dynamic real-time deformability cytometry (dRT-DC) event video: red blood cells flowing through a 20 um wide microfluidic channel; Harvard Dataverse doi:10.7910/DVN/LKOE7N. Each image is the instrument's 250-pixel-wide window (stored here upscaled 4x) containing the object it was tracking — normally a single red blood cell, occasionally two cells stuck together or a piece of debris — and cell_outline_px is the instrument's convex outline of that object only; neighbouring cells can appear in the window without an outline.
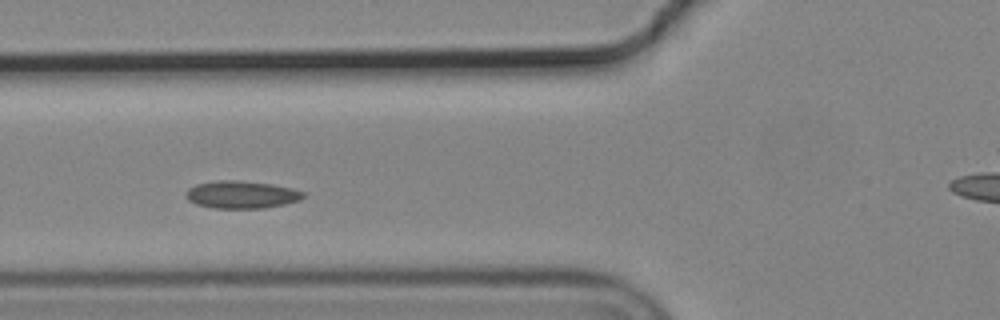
{"species": "common noctule bat (a hibernating species)", "species_latin": "Nyctalus noctula", "temperature_condition": "cold", "stored_images_in_passage": 4, "segment_of_instrument_passage": [1, 2], "camera_frame_rate_fps": 3000, "um_per_image_px": 0.085, "animal": {"sex": "male", "body_mass_g": 19.2, "forearm_length_mm": 51.8}, "frame": {"image": 1, "passage_image": 3, "time_ms": 0.667, "image_size_px": [1000, 320], "cell_outline_px": [[304, 196], [300, 200], [284, 204], [264, 208], [212, 208], [196, 204], [188, 200], [184, 196], [188, 188], [196, 184], [216, 180], [240, 180], [272, 184], [292, 188], [304, 192]], "centroid_in_image_um": [20.5, 16.54], "position_along_channel_um": 105.3, "area_um2": 18.96}}